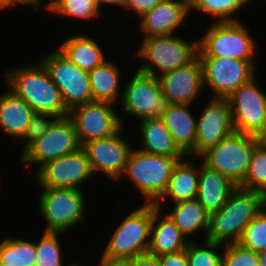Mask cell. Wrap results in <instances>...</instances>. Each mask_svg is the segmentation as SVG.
I'll list each match as a JSON object with an SVG mask.
<instances>
[{
  "label": "cell",
  "mask_w": 266,
  "mask_h": 266,
  "mask_svg": "<svg viewBox=\"0 0 266 266\" xmlns=\"http://www.w3.org/2000/svg\"><path fill=\"white\" fill-rule=\"evenodd\" d=\"M167 215L172 219L182 234L187 237L202 228L207 235L210 213L197 199L182 200L174 203V208Z\"/></svg>",
  "instance_id": "4316f807"
},
{
  "label": "cell",
  "mask_w": 266,
  "mask_h": 266,
  "mask_svg": "<svg viewBox=\"0 0 266 266\" xmlns=\"http://www.w3.org/2000/svg\"><path fill=\"white\" fill-rule=\"evenodd\" d=\"M68 59L85 71L93 70L105 60L102 49L93 39L84 35L72 36L58 46Z\"/></svg>",
  "instance_id": "484cf974"
},
{
  "label": "cell",
  "mask_w": 266,
  "mask_h": 266,
  "mask_svg": "<svg viewBox=\"0 0 266 266\" xmlns=\"http://www.w3.org/2000/svg\"><path fill=\"white\" fill-rule=\"evenodd\" d=\"M263 209L246 226L238 242L242 247L257 253L266 249V208Z\"/></svg>",
  "instance_id": "e575fe53"
},
{
  "label": "cell",
  "mask_w": 266,
  "mask_h": 266,
  "mask_svg": "<svg viewBox=\"0 0 266 266\" xmlns=\"http://www.w3.org/2000/svg\"><path fill=\"white\" fill-rule=\"evenodd\" d=\"M0 96V128L17 140L26 132L35 111L9 88Z\"/></svg>",
  "instance_id": "603a6c76"
},
{
  "label": "cell",
  "mask_w": 266,
  "mask_h": 266,
  "mask_svg": "<svg viewBox=\"0 0 266 266\" xmlns=\"http://www.w3.org/2000/svg\"><path fill=\"white\" fill-rule=\"evenodd\" d=\"M189 10L190 0H162L140 17L144 37L173 35L184 22Z\"/></svg>",
  "instance_id": "d6986e66"
},
{
  "label": "cell",
  "mask_w": 266,
  "mask_h": 266,
  "mask_svg": "<svg viewBox=\"0 0 266 266\" xmlns=\"http://www.w3.org/2000/svg\"><path fill=\"white\" fill-rule=\"evenodd\" d=\"M161 92L169 103L191 105L203 85V68L197 57L189 65L158 76Z\"/></svg>",
  "instance_id": "ac0fdd59"
},
{
  "label": "cell",
  "mask_w": 266,
  "mask_h": 266,
  "mask_svg": "<svg viewBox=\"0 0 266 266\" xmlns=\"http://www.w3.org/2000/svg\"><path fill=\"white\" fill-rule=\"evenodd\" d=\"M121 98L123 112L139 120L161 118L169 104L161 92L158 77L139 70L123 89Z\"/></svg>",
  "instance_id": "30bf717a"
},
{
  "label": "cell",
  "mask_w": 266,
  "mask_h": 266,
  "mask_svg": "<svg viewBox=\"0 0 266 266\" xmlns=\"http://www.w3.org/2000/svg\"><path fill=\"white\" fill-rule=\"evenodd\" d=\"M46 8L60 15L77 19H94L100 14L95 0H50Z\"/></svg>",
  "instance_id": "1f68e13d"
},
{
  "label": "cell",
  "mask_w": 266,
  "mask_h": 266,
  "mask_svg": "<svg viewBox=\"0 0 266 266\" xmlns=\"http://www.w3.org/2000/svg\"><path fill=\"white\" fill-rule=\"evenodd\" d=\"M266 207V196L262 192L237 187L228 201L210 214L209 228L204 237L218 244L238 243L246 226Z\"/></svg>",
  "instance_id": "6da1fadb"
},
{
  "label": "cell",
  "mask_w": 266,
  "mask_h": 266,
  "mask_svg": "<svg viewBox=\"0 0 266 266\" xmlns=\"http://www.w3.org/2000/svg\"><path fill=\"white\" fill-rule=\"evenodd\" d=\"M108 102L92 101L74 107L68 117L72 120L80 145L114 135L122 129V118Z\"/></svg>",
  "instance_id": "7c38bea8"
},
{
  "label": "cell",
  "mask_w": 266,
  "mask_h": 266,
  "mask_svg": "<svg viewBox=\"0 0 266 266\" xmlns=\"http://www.w3.org/2000/svg\"><path fill=\"white\" fill-rule=\"evenodd\" d=\"M162 266H189L186 250L159 256Z\"/></svg>",
  "instance_id": "f35d334b"
},
{
  "label": "cell",
  "mask_w": 266,
  "mask_h": 266,
  "mask_svg": "<svg viewBox=\"0 0 266 266\" xmlns=\"http://www.w3.org/2000/svg\"><path fill=\"white\" fill-rule=\"evenodd\" d=\"M39 65L8 70L5 73L9 89L23 99L36 113L67 117L69 110L61 92L42 62Z\"/></svg>",
  "instance_id": "7a4b0ae2"
},
{
  "label": "cell",
  "mask_w": 266,
  "mask_h": 266,
  "mask_svg": "<svg viewBox=\"0 0 266 266\" xmlns=\"http://www.w3.org/2000/svg\"><path fill=\"white\" fill-rule=\"evenodd\" d=\"M181 159L131 149L121 177L128 175L147 203H155L166 191L172 170Z\"/></svg>",
  "instance_id": "5b68a950"
},
{
  "label": "cell",
  "mask_w": 266,
  "mask_h": 266,
  "mask_svg": "<svg viewBox=\"0 0 266 266\" xmlns=\"http://www.w3.org/2000/svg\"><path fill=\"white\" fill-rule=\"evenodd\" d=\"M119 70L116 64L104 61L88 71L93 101L113 104L117 100L119 89Z\"/></svg>",
  "instance_id": "83f0119b"
},
{
  "label": "cell",
  "mask_w": 266,
  "mask_h": 266,
  "mask_svg": "<svg viewBox=\"0 0 266 266\" xmlns=\"http://www.w3.org/2000/svg\"><path fill=\"white\" fill-rule=\"evenodd\" d=\"M131 266H162L159 256H154L149 253L137 256L131 260Z\"/></svg>",
  "instance_id": "ab89813d"
},
{
  "label": "cell",
  "mask_w": 266,
  "mask_h": 266,
  "mask_svg": "<svg viewBox=\"0 0 266 266\" xmlns=\"http://www.w3.org/2000/svg\"><path fill=\"white\" fill-rule=\"evenodd\" d=\"M203 68V84L210 87L213 97L228 98L239 86L255 77L254 61L228 57H198Z\"/></svg>",
  "instance_id": "8fae6325"
},
{
  "label": "cell",
  "mask_w": 266,
  "mask_h": 266,
  "mask_svg": "<svg viewBox=\"0 0 266 266\" xmlns=\"http://www.w3.org/2000/svg\"><path fill=\"white\" fill-rule=\"evenodd\" d=\"M161 1L162 0H128L126 8H129V10L131 9L141 17L152 10Z\"/></svg>",
  "instance_id": "74e56055"
},
{
  "label": "cell",
  "mask_w": 266,
  "mask_h": 266,
  "mask_svg": "<svg viewBox=\"0 0 266 266\" xmlns=\"http://www.w3.org/2000/svg\"><path fill=\"white\" fill-rule=\"evenodd\" d=\"M41 215L47 222L45 232H65L85 221L84 196L80 188H42Z\"/></svg>",
  "instance_id": "ba28073f"
},
{
  "label": "cell",
  "mask_w": 266,
  "mask_h": 266,
  "mask_svg": "<svg viewBox=\"0 0 266 266\" xmlns=\"http://www.w3.org/2000/svg\"><path fill=\"white\" fill-rule=\"evenodd\" d=\"M161 210L154 203L150 244L147 253L161 256L185 250L189 241L186 240L187 238L167 214L164 216L160 214Z\"/></svg>",
  "instance_id": "44dd1931"
},
{
  "label": "cell",
  "mask_w": 266,
  "mask_h": 266,
  "mask_svg": "<svg viewBox=\"0 0 266 266\" xmlns=\"http://www.w3.org/2000/svg\"><path fill=\"white\" fill-rule=\"evenodd\" d=\"M196 120L194 155L200 156L235 131L228 98L212 97Z\"/></svg>",
  "instance_id": "2e32d148"
},
{
  "label": "cell",
  "mask_w": 266,
  "mask_h": 266,
  "mask_svg": "<svg viewBox=\"0 0 266 266\" xmlns=\"http://www.w3.org/2000/svg\"><path fill=\"white\" fill-rule=\"evenodd\" d=\"M238 186L201 162L196 199L211 214L218 211Z\"/></svg>",
  "instance_id": "ffe728a7"
},
{
  "label": "cell",
  "mask_w": 266,
  "mask_h": 266,
  "mask_svg": "<svg viewBox=\"0 0 266 266\" xmlns=\"http://www.w3.org/2000/svg\"><path fill=\"white\" fill-rule=\"evenodd\" d=\"M255 77L228 97L235 131L258 137L266 128V94Z\"/></svg>",
  "instance_id": "4fadbf2b"
},
{
  "label": "cell",
  "mask_w": 266,
  "mask_h": 266,
  "mask_svg": "<svg viewBox=\"0 0 266 266\" xmlns=\"http://www.w3.org/2000/svg\"><path fill=\"white\" fill-rule=\"evenodd\" d=\"M153 215L154 203H146L133 210L114 231L103 256L111 259L132 260L147 253Z\"/></svg>",
  "instance_id": "8992f818"
},
{
  "label": "cell",
  "mask_w": 266,
  "mask_h": 266,
  "mask_svg": "<svg viewBox=\"0 0 266 266\" xmlns=\"http://www.w3.org/2000/svg\"><path fill=\"white\" fill-rule=\"evenodd\" d=\"M37 184L41 188H77L93 175L86 152L77 151L50 160L37 169Z\"/></svg>",
  "instance_id": "9a60e30c"
},
{
  "label": "cell",
  "mask_w": 266,
  "mask_h": 266,
  "mask_svg": "<svg viewBox=\"0 0 266 266\" xmlns=\"http://www.w3.org/2000/svg\"><path fill=\"white\" fill-rule=\"evenodd\" d=\"M81 148L75 126L67 116L57 118L48 131L38 139L23 155L24 165L36 163L39 168L46 162L73 153Z\"/></svg>",
  "instance_id": "5bb4252c"
},
{
  "label": "cell",
  "mask_w": 266,
  "mask_h": 266,
  "mask_svg": "<svg viewBox=\"0 0 266 266\" xmlns=\"http://www.w3.org/2000/svg\"><path fill=\"white\" fill-rule=\"evenodd\" d=\"M58 234L61 232L44 231L39 243H35L36 259L34 266H63Z\"/></svg>",
  "instance_id": "836d02e7"
},
{
  "label": "cell",
  "mask_w": 266,
  "mask_h": 266,
  "mask_svg": "<svg viewBox=\"0 0 266 266\" xmlns=\"http://www.w3.org/2000/svg\"><path fill=\"white\" fill-rule=\"evenodd\" d=\"M259 138L234 131L221 142L203 152L199 158L212 170L220 172L239 186L249 169L254 148Z\"/></svg>",
  "instance_id": "277c9868"
},
{
  "label": "cell",
  "mask_w": 266,
  "mask_h": 266,
  "mask_svg": "<svg viewBox=\"0 0 266 266\" xmlns=\"http://www.w3.org/2000/svg\"><path fill=\"white\" fill-rule=\"evenodd\" d=\"M40 2H42V0H7V8L11 7V6H14V5H18V4H24L25 6L27 5H34L32 9L34 12H37L39 11V6L40 5Z\"/></svg>",
  "instance_id": "b9f144b4"
},
{
  "label": "cell",
  "mask_w": 266,
  "mask_h": 266,
  "mask_svg": "<svg viewBox=\"0 0 266 266\" xmlns=\"http://www.w3.org/2000/svg\"><path fill=\"white\" fill-rule=\"evenodd\" d=\"M222 266H259L257 252L239 243L224 245Z\"/></svg>",
  "instance_id": "d590c367"
},
{
  "label": "cell",
  "mask_w": 266,
  "mask_h": 266,
  "mask_svg": "<svg viewBox=\"0 0 266 266\" xmlns=\"http://www.w3.org/2000/svg\"><path fill=\"white\" fill-rule=\"evenodd\" d=\"M259 142L266 147V128L265 130L258 136Z\"/></svg>",
  "instance_id": "f6af8a7d"
},
{
  "label": "cell",
  "mask_w": 266,
  "mask_h": 266,
  "mask_svg": "<svg viewBox=\"0 0 266 266\" xmlns=\"http://www.w3.org/2000/svg\"><path fill=\"white\" fill-rule=\"evenodd\" d=\"M140 133L143 148L140 151L166 157L187 156L174 142L169 129L161 118L140 120Z\"/></svg>",
  "instance_id": "cb8c5ba5"
},
{
  "label": "cell",
  "mask_w": 266,
  "mask_h": 266,
  "mask_svg": "<svg viewBox=\"0 0 266 266\" xmlns=\"http://www.w3.org/2000/svg\"><path fill=\"white\" fill-rule=\"evenodd\" d=\"M198 41V57L254 61L255 41L239 21L215 22Z\"/></svg>",
  "instance_id": "52a82bcc"
},
{
  "label": "cell",
  "mask_w": 266,
  "mask_h": 266,
  "mask_svg": "<svg viewBox=\"0 0 266 266\" xmlns=\"http://www.w3.org/2000/svg\"><path fill=\"white\" fill-rule=\"evenodd\" d=\"M34 242L22 239H5L0 243V266H34Z\"/></svg>",
  "instance_id": "f1b7e54d"
},
{
  "label": "cell",
  "mask_w": 266,
  "mask_h": 266,
  "mask_svg": "<svg viewBox=\"0 0 266 266\" xmlns=\"http://www.w3.org/2000/svg\"><path fill=\"white\" fill-rule=\"evenodd\" d=\"M245 4L244 0H190V10L213 15L217 22L239 21L232 16Z\"/></svg>",
  "instance_id": "f546056e"
},
{
  "label": "cell",
  "mask_w": 266,
  "mask_h": 266,
  "mask_svg": "<svg viewBox=\"0 0 266 266\" xmlns=\"http://www.w3.org/2000/svg\"><path fill=\"white\" fill-rule=\"evenodd\" d=\"M189 104L169 103L161 119L170 131L174 142L186 154H194L196 120Z\"/></svg>",
  "instance_id": "7402d4cb"
},
{
  "label": "cell",
  "mask_w": 266,
  "mask_h": 266,
  "mask_svg": "<svg viewBox=\"0 0 266 266\" xmlns=\"http://www.w3.org/2000/svg\"><path fill=\"white\" fill-rule=\"evenodd\" d=\"M99 266H131L130 259H111L102 255Z\"/></svg>",
  "instance_id": "60d3db41"
},
{
  "label": "cell",
  "mask_w": 266,
  "mask_h": 266,
  "mask_svg": "<svg viewBox=\"0 0 266 266\" xmlns=\"http://www.w3.org/2000/svg\"><path fill=\"white\" fill-rule=\"evenodd\" d=\"M238 187L266 196V147L261 143L254 148L247 174Z\"/></svg>",
  "instance_id": "4dcf8cb0"
},
{
  "label": "cell",
  "mask_w": 266,
  "mask_h": 266,
  "mask_svg": "<svg viewBox=\"0 0 266 266\" xmlns=\"http://www.w3.org/2000/svg\"><path fill=\"white\" fill-rule=\"evenodd\" d=\"M141 43L136 55L148 62H144L138 70L156 77L187 66L198 57L197 40L186 42L180 37H174V34L143 37Z\"/></svg>",
  "instance_id": "3957f363"
},
{
  "label": "cell",
  "mask_w": 266,
  "mask_h": 266,
  "mask_svg": "<svg viewBox=\"0 0 266 266\" xmlns=\"http://www.w3.org/2000/svg\"><path fill=\"white\" fill-rule=\"evenodd\" d=\"M259 266H266V249L257 253Z\"/></svg>",
  "instance_id": "ee69618b"
},
{
  "label": "cell",
  "mask_w": 266,
  "mask_h": 266,
  "mask_svg": "<svg viewBox=\"0 0 266 266\" xmlns=\"http://www.w3.org/2000/svg\"><path fill=\"white\" fill-rule=\"evenodd\" d=\"M120 131L121 129L110 137L94 139L81 146L87 154L93 174L101 171L116 182L121 180L132 149L128 141L120 136Z\"/></svg>",
  "instance_id": "e0dca14e"
},
{
  "label": "cell",
  "mask_w": 266,
  "mask_h": 266,
  "mask_svg": "<svg viewBox=\"0 0 266 266\" xmlns=\"http://www.w3.org/2000/svg\"><path fill=\"white\" fill-rule=\"evenodd\" d=\"M189 159L178 160L175 164L171 178L166 191L155 202V205L161 209V202L165 198H169L176 203L182 200L196 199L198 183H199V169L196 168ZM195 167V168H194Z\"/></svg>",
  "instance_id": "d4e9b609"
},
{
  "label": "cell",
  "mask_w": 266,
  "mask_h": 266,
  "mask_svg": "<svg viewBox=\"0 0 266 266\" xmlns=\"http://www.w3.org/2000/svg\"><path fill=\"white\" fill-rule=\"evenodd\" d=\"M99 9H100V6L102 5V3L104 4H114V5H118V6H122L123 8L126 7V4H127V1L128 0H95Z\"/></svg>",
  "instance_id": "7bdbcfd3"
},
{
  "label": "cell",
  "mask_w": 266,
  "mask_h": 266,
  "mask_svg": "<svg viewBox=\"0 0 266 266\" xmlns=\"http://www.w3.org/2000/svg\"><path fill=\"white\" fill-rule=\"evenodd\" d=\"M202 247L194 242L189 241L186 250L189 266H222L223 253H216L221 244L207 241ZM216 250V251H215ZM215 251V252H214Z\"/></svg>",
  "instance_id": "d6a6232c"
},
{
  "label": "cell",
  "mask_w": 266,
  "mask_h": 266,
  "mask_svg": "<svg viewBox=\"0 0 266 266\" xmlns=\"http://www.w3.org/2000/svg\"><path fill=\"white\" fill-rule=\"evenodd\" d=\"M7 8V0H0V10Z\"/></svg>",
  "instance_id": "bcb514c9"
},
{
  "label": "cell",
  "mask_w": 266,
  "mask_h": 266,
  "mask_svg": "<svg viewBox=\"0 0 266 266\" xmlns=\"http://www.w3.org/2000/svg\"><path fill=\"white\" fill-rule=\"evenodd\" d=\"M65 266H67V265H65ZM68 266H80V265H76V264H73V265H72V264H71V265H68Z\"/></svg>",
  "instance_id": "7dc6e473"
},
{
  "label": "cell",
  "mask_w": 266,
  "mask_h": 266,
  "mask_svg": "<svg viewBox=\"0 0 266 266\" xmlns=\"http://www.w3.org/2000/svg\"><path fill=\"white\" fill-rule=\"evenodd\" d=\"M41 62L59 88L69 111L93 101L88 71L80 69L59 49L51 51Z\"/></svg>",
  "instance_id": "9c48e42d"
},
{
  "label": "cell",
  "mask_w": 266,
  "mask_h": 266,
  "mask_svg": "<svg viewBox=\"0 0 266 266\" xmlns=\"http://www.w3.org/2000/svg\"><path fill=\"white\" fill-rule=\"evenodd\" d=\"M56 119L57 117L48 113H34L29 125L27 126L25 134L20 139L27 141L22 155L48 131Z\"/></svg>",
  "instance_id": "8d00e7d4"
}]
</instances>
